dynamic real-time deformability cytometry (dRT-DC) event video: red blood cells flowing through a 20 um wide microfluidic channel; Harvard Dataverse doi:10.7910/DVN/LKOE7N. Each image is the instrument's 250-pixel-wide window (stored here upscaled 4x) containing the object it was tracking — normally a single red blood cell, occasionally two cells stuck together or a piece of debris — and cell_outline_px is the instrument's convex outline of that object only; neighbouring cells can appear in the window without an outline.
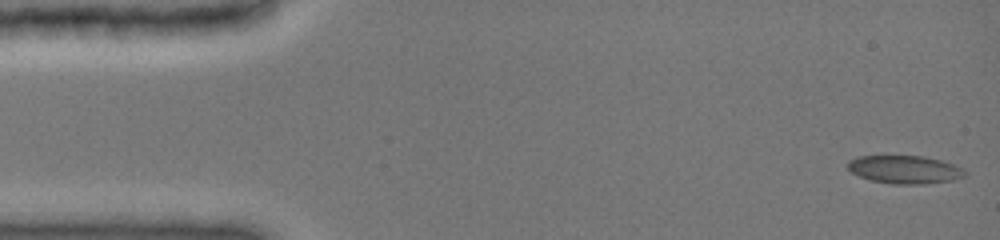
{"species": "common noctule bat (a hibernating species)", "species_latin": "Nyctalus noctula", "temperature_condition": "cold", "stored_images_in_passage": 51, "camera_frame_rate_fps": 3000, "um_per_image_px": 0.085, "animal": {"sex": "female", "body_mass_g": 19.0, "forearm_length_mm": 51.5}, "frame": {"image": 1, "passage_image": 1, "time_ms": 0.0, "image_size_px": [1000, 240], "cell_outline_px": [[968, 172], [964, 176], [956, 180], [924, 184], [892, 184], [872, 180], [860, 176], [852, 172], [848, 168], [848, 160], [856, 156], [924, 156], [940, 160], [964, 168]], "centroid_in_image_um": [76.94, 14.41], "position_along_channel_um": 8.1, "area_um2": 19.25}}
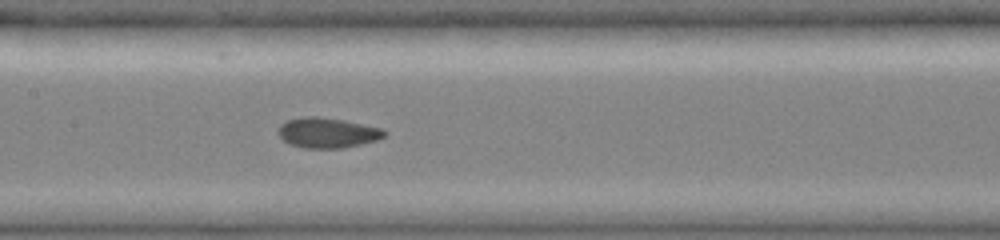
{"frame": {"image": 2, "passage_image": 20, "time_ms": 7.333, "image_size_px": [1000, 240], "cell_outline_px": [[388, 132], [384, 136], [376, 140], [344, 148], [304, 148], [288, 144], [276, 132], [280, 124], [288, 120], [308, 116], [316, 116], [344, 120], [384, 128]], "centroid_in_image_um": [27.83, 11.28], "position_along_channel_um": 179.6, "area_um2": 18.79}}
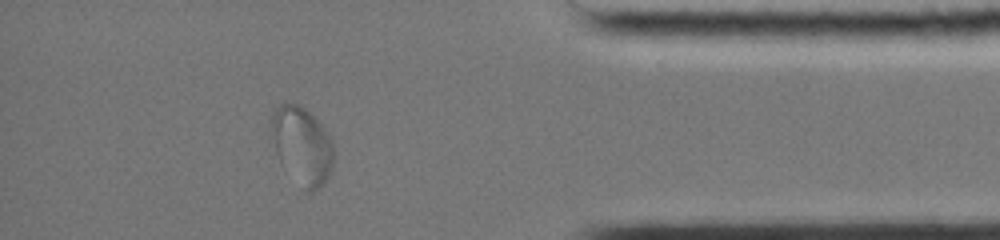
{"frame": {"image": 3, "passage_image": 43, "time_ms": 13.667, "image_size_px": [1000, 240], "cell_outline_px": [[332, 168], [324, 184], [312, 192], [304, 192], [280, 164], [268, 136], [268, 124], [276, 108], [280, 104], [300, 104], [328, 132], [332, 140]], "centroid_in_image_um": [25.6, 12.4], "position_along_channel_um": 409.6, "area_um2": 28.84}}